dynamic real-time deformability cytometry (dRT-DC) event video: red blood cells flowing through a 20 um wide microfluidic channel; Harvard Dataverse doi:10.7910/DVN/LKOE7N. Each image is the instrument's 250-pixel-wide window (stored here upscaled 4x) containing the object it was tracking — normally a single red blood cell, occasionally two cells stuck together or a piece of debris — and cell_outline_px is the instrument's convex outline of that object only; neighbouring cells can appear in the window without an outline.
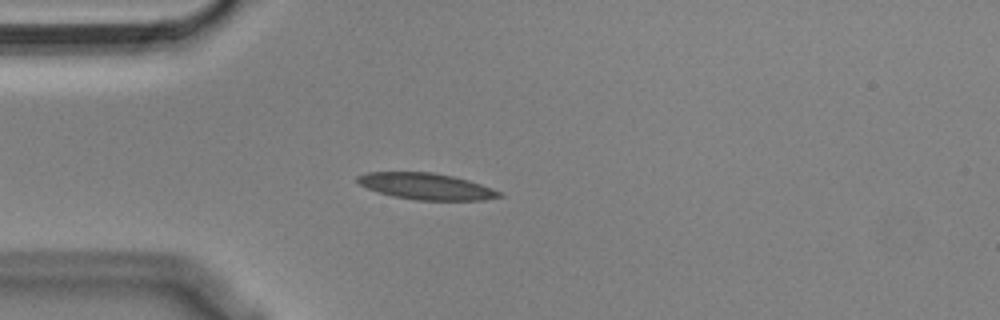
{"species": "Egyptian fruit bat (a non-hibernating species)", "species_latin": "Rousettus aegyptiacus", "temperature_condition": "cold", "stored_images_in_passage": 42, "camera_frame_rate_fps": 3000, "um_per_image_px": 0.085, "animal": {"sex": "male"}, "frame": {"image": 1, "passage_image": 1, "time_ms": 0.0, "image_size_px": [1000, 320], "cell_outline_px": [[504, 196], [484, 200], [416, 200], [392, 196], [368, 188], [360, 184], [356, 180], [356, 176], [368, 172], [432, 172], [452, 176], [468, 180], [480, 184], [500, 192]], "centroid_in_image_um": [36.22, 15.84], "position_along_channel_um": 48.8, "area_um2": 21.62}}
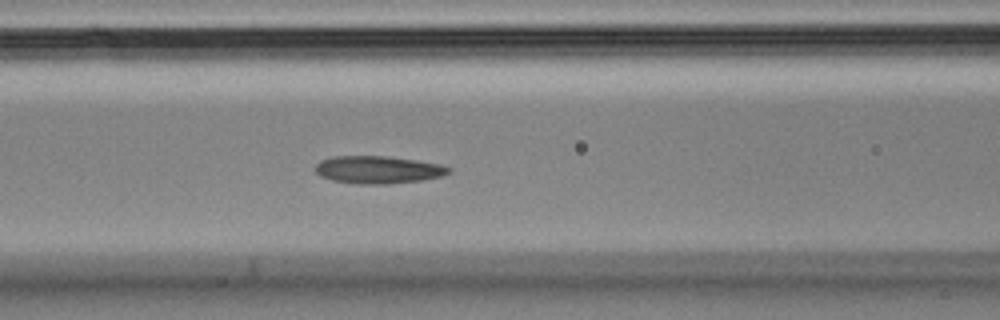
{"frame": {"image": 2, "passage_image": 9, "time_ms": 2.667, "image_size_px": [1000, 320], "cell_outline_px": [[452, 172], [440, 176], [420, 180], [388, 184], [356, 184], [332, 180], [320, 176], [316, 172], [316, 164], [320, 160], [332, 156], [384, 156], [416, 160], [440, 164], [452, 168]], "centroid_in_image_um": [32.12, 14.42], "position_along_channel_um": 134.5, "area_um2": 21.44}}
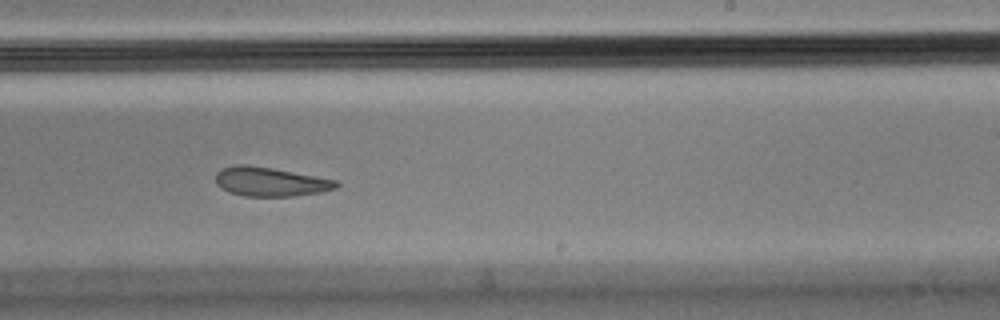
{"frame": {"image": 3, "passage_image": 20, "time_ms": 6.333, "image_size_px": [1000, 320], "cell_outline_px": [[340, 184], [336, 188], [320, 192], [292, 196], [244, 196], [228, 192], [220, 188], [216, 184], [216, 172], [220, 168], [236, 164], [248, 164], [272, 168], [336, 180]], "centroid_in_image_um": [22.91, 15.44], "position_along_channel_um": 266.1, "area_um2": 20.52}, "authors_computed_cell_mechanics": {"area_um2": 21.386, "velocity_mm_per_s": 3.596, "shape_relaxation_time_tau1_ms": null, "shape_relaxation_time_tau2_ms": 4.1204, "deformation_change_tau1": null, "deformation_change_tau2": 0.1115}}